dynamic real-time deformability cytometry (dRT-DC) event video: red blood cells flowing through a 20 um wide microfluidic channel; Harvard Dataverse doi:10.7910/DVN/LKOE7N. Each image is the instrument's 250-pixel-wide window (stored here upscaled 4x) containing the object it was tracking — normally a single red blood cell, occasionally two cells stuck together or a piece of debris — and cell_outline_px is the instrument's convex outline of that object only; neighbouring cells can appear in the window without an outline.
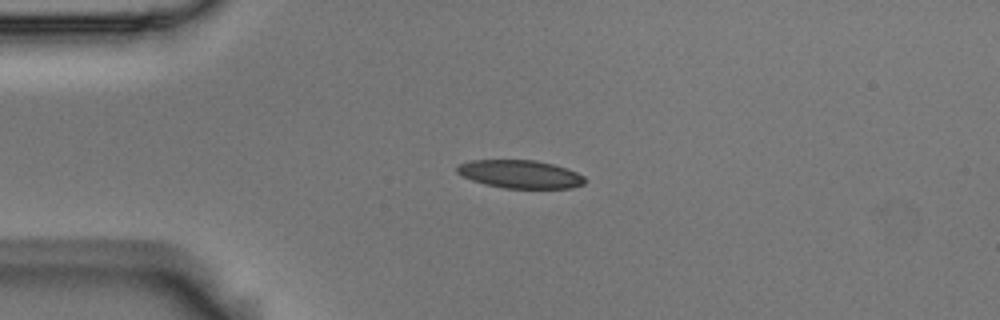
{"species": "Egyptian fruit bat (a non-hibernating species)", "species_latin": "Rousettus aegyptiacus", "temperature_condition": "room temperature", "stored_images_in_passage": 42, "camera_frame_rate_fps": 3000, "um_per_image_px": 0.085, "animal": {"sex": "male"}, "frame": {"image": 1, "passage_image": 1, "time_ms": 0.0, "image_size_px": [1000, 320], "cell_outline_px": [[584, 184], [572, 188], [504, 188], [484, 184], [472, 180], [456, 172], [456, 168], [460, 164], [472, 160], [536, 160], [552, 164], [576, 172], [584, 176]], "centroid_in_image_um": [44.2, 14.81], "position_along_channel_um": 40.8, "area_um2": 20.75}}
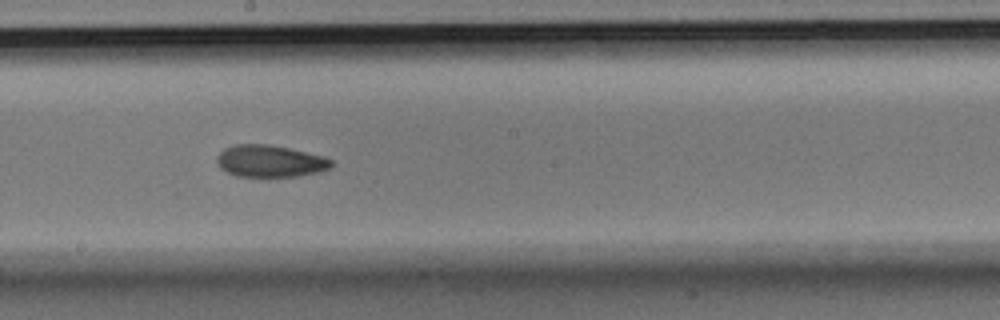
{"frame": {"image": 2, "passage_image": 18, "time_ms": 5.667, "image_size_px": [1000, 320], "cell_outline_px": [[332, 168], [320, 172], [296, 176], [236, 176], [220, 168], [216, 160], [216, 156], [224, 148], [236, 144], [268, 144], [288, 148], [320, 156], [332, 160]], "centroid_in_image_um": [22.92, 13.69], "position_along_channel_um": 225.3, "area_um2": 21.15}}
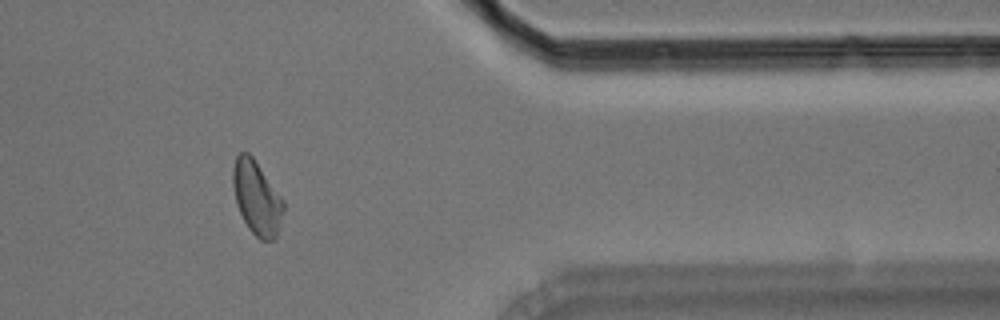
{"frame": {"image": 3, "passage_image": 33, "time_ms": 10.667, "image_size_px": [1000, 320], "cell_outline_px": [[284, 212], [276, 236], [272, 240], [260, 240], [248, 228], [236, 204], [232, 184], [232, 168], [236, 156], [240, 152], [248, 152], [252, 156], [284, 200]], "centroid_in_image_um": [21.81, 16.8], "position_along_channel_um": 389.6, "area_um2": 21.73}, "authors_computed_cell_mechanics": {"area_um2": 21.3571, "velocity_mm_per_s": 3.6848, "shape_relaxation_time_tau1_ms": 6.0632, "shape_relaxation_time_tau2_ms": 9.0634, "deformation_change_tau1": 0.1389, "deformation_change_tau2": 0.149}}